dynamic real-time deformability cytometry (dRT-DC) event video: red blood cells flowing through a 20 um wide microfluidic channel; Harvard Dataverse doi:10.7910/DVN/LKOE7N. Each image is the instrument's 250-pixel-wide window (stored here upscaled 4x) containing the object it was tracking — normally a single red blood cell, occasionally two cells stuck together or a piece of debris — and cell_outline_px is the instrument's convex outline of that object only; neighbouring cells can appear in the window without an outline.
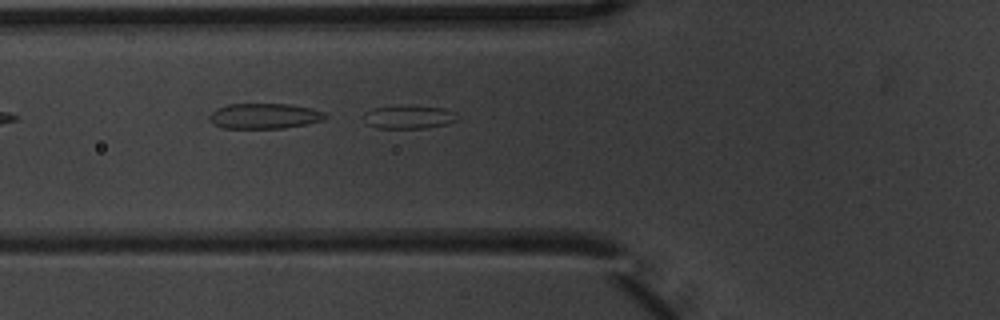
{"species": "common noctule bat (a hibernating species)", "species_latin": "Nyctalus noctula", "temperature_condition": "warm", "stored_images_in_passage": 5, "segment_of_instrument_passage": [2, 2], "camera_frame_rate_fps": 3000, "um_per_image_px": 0.085, "animal": {"sex": "male", "body_mass_g": 20.1, "forearm_length_mm": 53.5}, "frame": {"image": 1, "passage_image": 5, "time_ms": 1.333, "image_size_px": [1000, 320], "cell_outline_px": [[460, 116], [456, 120], [448, 124], [424, 128], [376, 128], [368, 124], [360, 116], [364, 112], [372, 108], [404, 104], [412, 104], [444, 108], [456, 112]], "centroid_in_image_um": [34.74, 9.91], "position_along_channel_um": 91.1, "area_um2": 13.41}}